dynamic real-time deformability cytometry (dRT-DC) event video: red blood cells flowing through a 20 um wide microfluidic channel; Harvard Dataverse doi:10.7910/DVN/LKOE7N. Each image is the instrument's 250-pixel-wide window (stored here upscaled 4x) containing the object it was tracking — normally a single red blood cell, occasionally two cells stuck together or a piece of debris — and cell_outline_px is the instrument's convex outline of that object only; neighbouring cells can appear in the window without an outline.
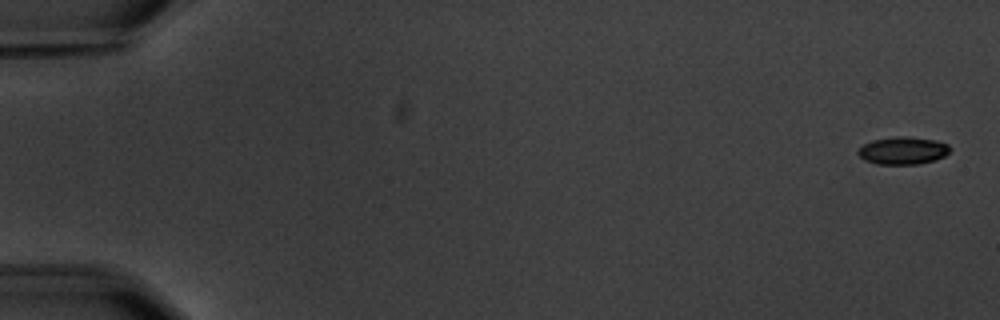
{"species": "common noctule bat (a hibernating species)", "species_latin": "Nyctalus noctula", "temperature_condition": "warm", "stored_images_in_passage": 5, "camera_frame_rate_fps": 3000, "um_per_image_px": 0.085, "animal": {"sex": "male", "body_mass_g": 20.1, "forearm_length_mm": 53.5}, "frame": {"image": 1, "passage_image": 1, "time_ms": 0.0, "image_size_px": [1000, 320], "cell_outline_px": [[952, 148], [944, 156], [936, 160], [920, 164], [876, 164], [864, 160], [856, 152], [864, 144], [872, 140], [896, 136], [904, 136], [936, 140], [948, 144]], "centroid_in_image_um": [76.76, 12.8], "position_along_channel_um": 8.2, "area_um2": 14.85}}
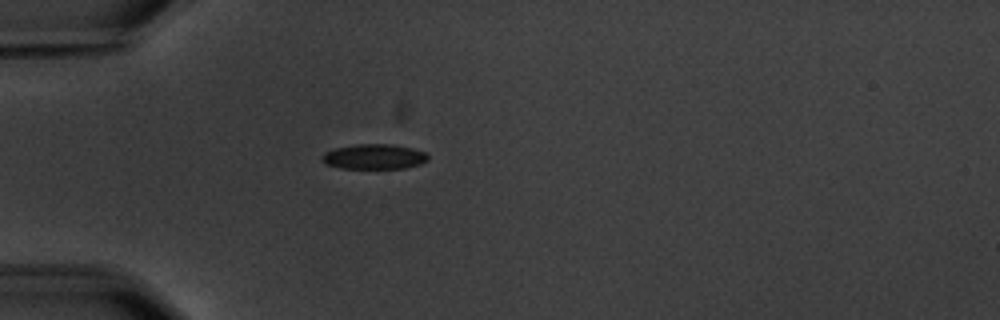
{"frame": {"image": 2, "passage_image": 5, "time_ms": 5.333, "image_size_px": [1000, 320], "cell_outline_px": [[428, 160], [420, 164], [404, 168], [340, 168], [328, 164], [320, 156], [324, 152], [332, 148], [356, 144], [392, 144], [412, 148], [424, 152], [428, 156]], "centroid_in_image_um": [31.79, 13.3], "position_along_channel_um": 53.2, "area_um2": 15.43}}